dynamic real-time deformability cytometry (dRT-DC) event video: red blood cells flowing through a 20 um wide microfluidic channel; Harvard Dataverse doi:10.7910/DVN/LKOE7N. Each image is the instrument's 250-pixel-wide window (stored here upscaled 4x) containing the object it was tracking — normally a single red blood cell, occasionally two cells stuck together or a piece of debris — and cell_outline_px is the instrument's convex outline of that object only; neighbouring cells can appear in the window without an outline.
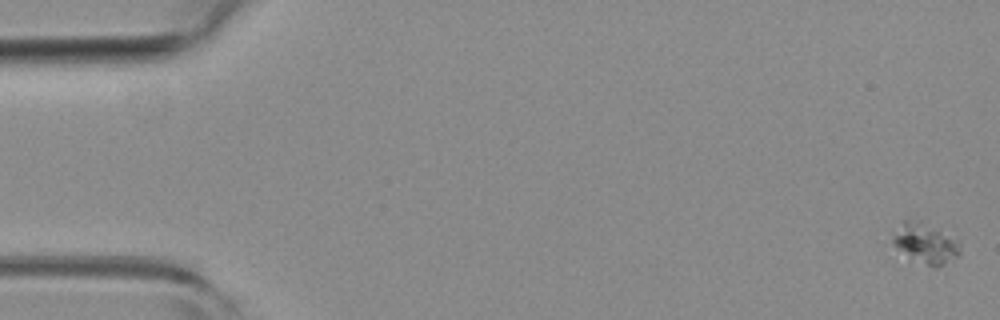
{"species": "common noctule bat (a hibernating species)", "species_latin": "Nyctalus noctula", "temperature_condition": "room temperature", "stored_images_in_passage": 5, "camera_frame_rate_fps": 3000, "um_per_image_px": 0.085, "animal": {"sex": "female", "body_mass_g": 19.3, "forearm_length_mm": 54.1}, "frame": {"image": 1, "passage_image": 1, "time_ms": 0.0, "image_size_px": [1000, 320], "cell_outline_px": [[960, 256], [940, 268], [932, 268], [896, 248], [892, 244], [892, 236], [904, 220], [908, 216], [924, 220], [940, 228], [960, 240]], "centroid_in_image_um": [78.73, 20.63], "position_along_channel_um": 6.3, "area_um2": 16.59}}